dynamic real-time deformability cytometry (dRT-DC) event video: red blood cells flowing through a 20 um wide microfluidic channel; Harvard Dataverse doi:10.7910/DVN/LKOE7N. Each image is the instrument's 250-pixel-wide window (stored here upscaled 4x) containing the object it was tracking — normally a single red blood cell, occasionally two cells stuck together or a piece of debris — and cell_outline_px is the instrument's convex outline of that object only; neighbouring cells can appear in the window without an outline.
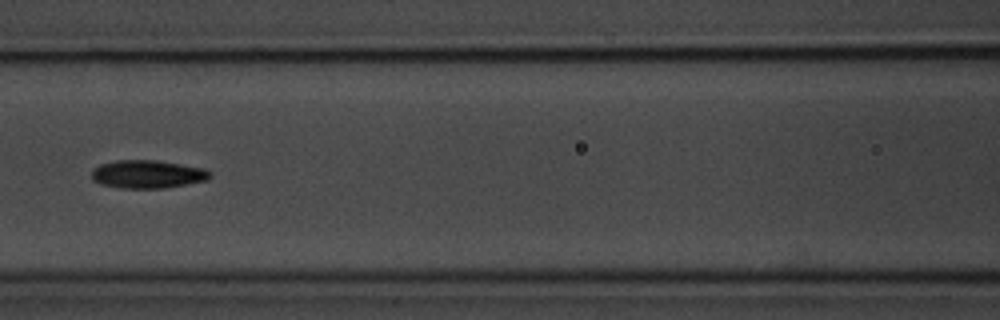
{"species": "common noctule bat (a hibernating species)", "species_latin": "Nyctalus noctula", "temperature_condition": "room temperature", "stored_images_in_passage": 9, "camera_frame_rate_fps": 3000, "um_per_image_px": 0.085, "animal": {"sex": "male", "body_mass_g": 20.1, "forearm_length_mm": 53.5}, "frame": {"image": 1, "passage_image": 6, "time_ms": 6.667, "image_size_px": [1000, 320], "cell_outline_px": [[212, 176], [208, 180], [164, 188], [120, 188], [100, 184], [92, 180], [92, 168], [100, 164], [116, 160], [156, 160], [204, 168], [212, 172]], "centroid_in_image_um": [12.53, 14.8], "position_along_channel_um": 154.1, "area_um2": 19.54}}
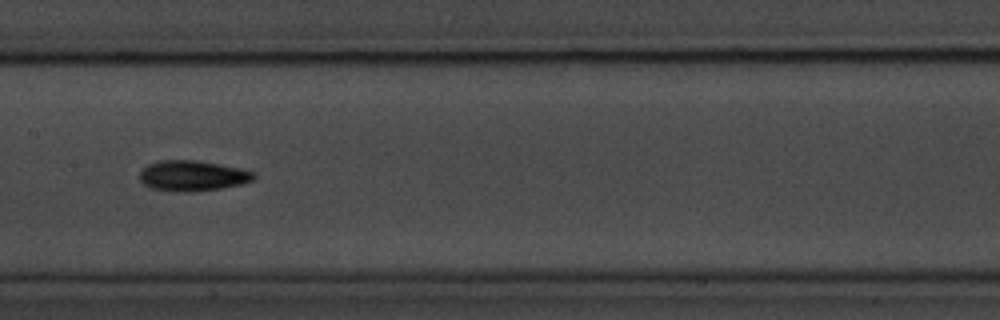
{"frame": {"image": 2, "passage_image": 7, "time_ms": 7.667, "image_size_px": [1000, 320], "cell_outline_px": [[256, 176], [252, 180], [240, 184], [220, 188], [192, 192], [152, 188], [144, 184], [140, 180], [140, 172], [148, 164], [160, 160], [196, 160], [220, 164], [240, 168], [252, 172]], "centroid_in_image_um": [16.36, 14.92], "position_along_channel_um": 191.0, "area_um2": 19.94}}